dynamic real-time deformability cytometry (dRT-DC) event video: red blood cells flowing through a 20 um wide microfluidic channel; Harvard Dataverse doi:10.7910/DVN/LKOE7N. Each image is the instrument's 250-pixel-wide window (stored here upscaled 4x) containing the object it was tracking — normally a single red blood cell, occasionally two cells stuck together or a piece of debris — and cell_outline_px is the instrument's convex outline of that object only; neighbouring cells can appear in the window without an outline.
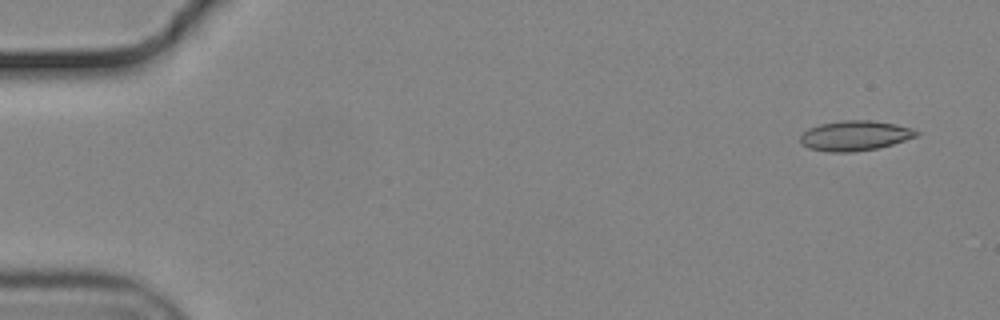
{"species": "common noctule bat (a hibernating species)", "species_latin": "Nyctalus noctula", "temperature_condition": "cold", "stored_images_in_passage": 53, "camera_frame_rate_fps": 3000, "um_per_image_px": 0.085, "animal": {"sex": "male", "body_mass_g": 19.2, "forearm_length_mm": 51.8}, "frame": {"image": 1, "passage_image": 1, "time_ms": 0.0, "image_size_px": [1000, 320], "cell_outline_px": [[920, 132], [916, 136], [892, 144], [876, 148], [852, 152], [828, 152], [808, 148], [800, 140], [800, 136], [808, 128], [820, 124], [844, 120], [868, 120], [896, 124], [912, 128]], "centroid_in_image_um": [72.66, 11.53], "position_along_channel_um": 12.3, "area_um2": 20.11}}
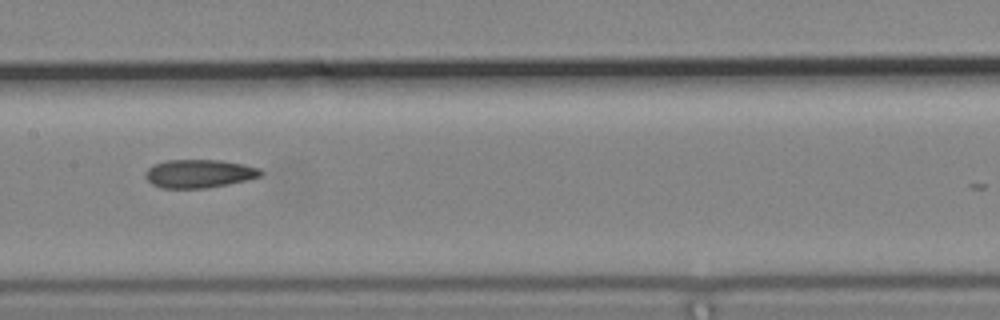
{"frame": {"image": 2, "passage_image": 26, "time_ms": 8.333, "image_size_px": [1000, 320], "cell_outline_px": [[264, 172], [260, 176], [248, 180], [228, 184], [204, 188], [160, 188], [152, 184], [144, 176], [144, 172], [152, 164], [168, 160], [220, 160], [244, 164], [260, 168]], "centroid_in_image_um": [16.91, 14.75], "position_along_channel_um": 190.5, "area_um2": 19.19}}
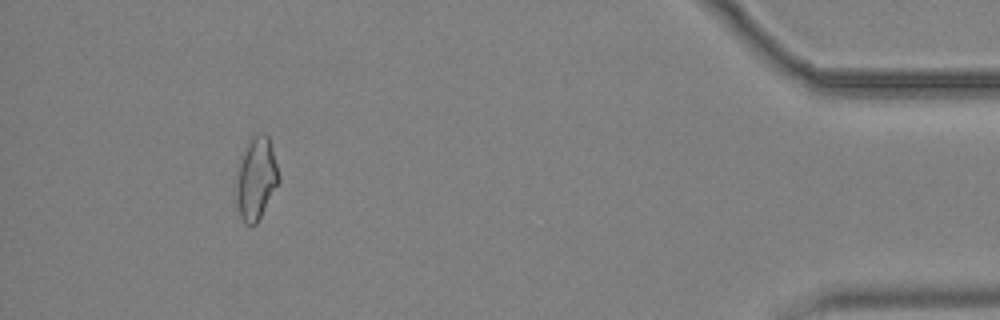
{"frame": {"image": 3, "passage_image": 49, "time_ms": 16.0, "image_size_px": [1000, 320], "cell_outline_px": [[280, 180], [256, 224], [244, 224], [240, 216], [232, 188], [244, 148], [252, 136], [264, 132], [268, 136], [280, 176]], "centroid_in_image_um": [21.72, 15.18], "position_along_channel_um": 413.5, "area_um2": 20.69}, "authors_computed_cell_mechanics": {"area_um2": 19.5364, "velocity_mm_per_s": 3.7217, "shape_relaxation_time_tau1_ms": null, "shape_relaxation_time_tau2_ms": 5.187, "deformation_change_tau1": null, "deformation_change_tau2": 0.1431}}